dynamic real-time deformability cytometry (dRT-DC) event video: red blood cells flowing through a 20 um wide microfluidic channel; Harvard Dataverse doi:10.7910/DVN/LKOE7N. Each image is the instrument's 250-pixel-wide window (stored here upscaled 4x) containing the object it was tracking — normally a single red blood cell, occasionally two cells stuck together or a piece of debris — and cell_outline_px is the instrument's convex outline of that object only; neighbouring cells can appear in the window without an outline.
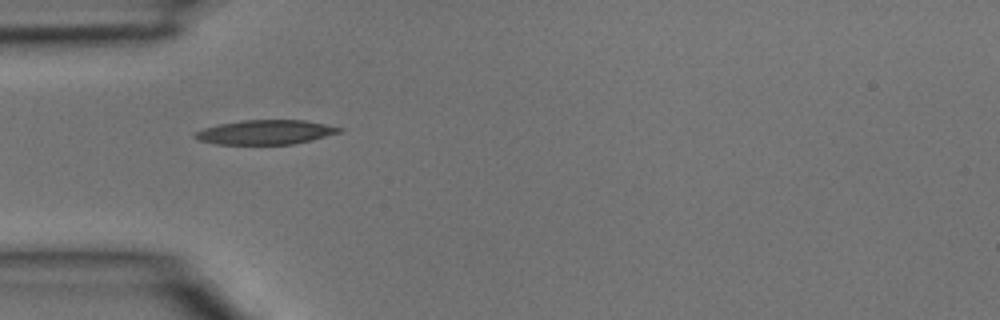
{"species": "common noctule bat (a hibernating species)", "species_latin": "Nyctalus noctula", "temperature_condition": "room temperature", "stored_images_in_passage": 2, "camera_frame_rate_fps": 3000, "um_per_image_px": 0.085, "animal": {"sex": "male", "body_mass_g": 15.6}, "frame": {"image": 1, "passage_image": 1, "time_ms": 0.0, "image_size_px": [1000, 320], "cell_outline_px": [[344, 128], [340, 132], [312, 140], [292, 144], [216, 144], [200, 140], [192, 136], [196, 132], [204, 128], [220, 124], [240, 120], [304, 120]], "centroid_in_image_um": [22.57, 11.23], "position_along_channel_um": 62.4, "area_um2": 20.35}}